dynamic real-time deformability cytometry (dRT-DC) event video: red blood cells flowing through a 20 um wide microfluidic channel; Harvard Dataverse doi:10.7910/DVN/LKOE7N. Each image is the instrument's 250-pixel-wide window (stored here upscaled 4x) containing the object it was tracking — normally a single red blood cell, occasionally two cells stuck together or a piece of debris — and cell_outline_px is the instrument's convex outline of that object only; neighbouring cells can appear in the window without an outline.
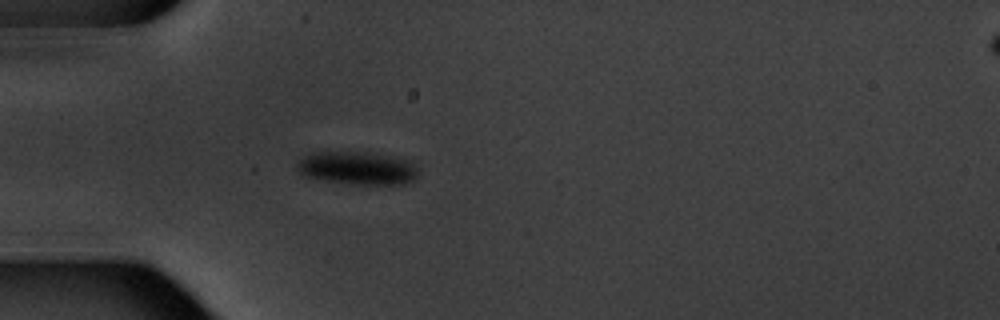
{"species": "common noctule bat (a hibernating species)", "species_latin": "Nyctalus noctula", "temperature_condition": "warm", "stored_images_in_passage": 5, "camera_frame_rate_fps": 3000, "um_per_image_px": 0.085, "animal": {"sex": "male", "body_mass_g": 20.1, "forearm_length_mm": 53.5}, "frame": {"image": 1, "passage_image": 5, "time_ms": 4.667, "image_size_px": [1000, 320], "cell_outline_px": [[416, 176], [412, 180], [404, 184], [352, 184], [324, 180], [304, 176], [296, 168], [296, 164], [300, 156], [312, 152], [376, 152], [412, 160], [416, 164]], "centroid_in_image_um": [30.37, 14.26], "position_along_channel_um": 54.6, "area_um2": 23.76}}